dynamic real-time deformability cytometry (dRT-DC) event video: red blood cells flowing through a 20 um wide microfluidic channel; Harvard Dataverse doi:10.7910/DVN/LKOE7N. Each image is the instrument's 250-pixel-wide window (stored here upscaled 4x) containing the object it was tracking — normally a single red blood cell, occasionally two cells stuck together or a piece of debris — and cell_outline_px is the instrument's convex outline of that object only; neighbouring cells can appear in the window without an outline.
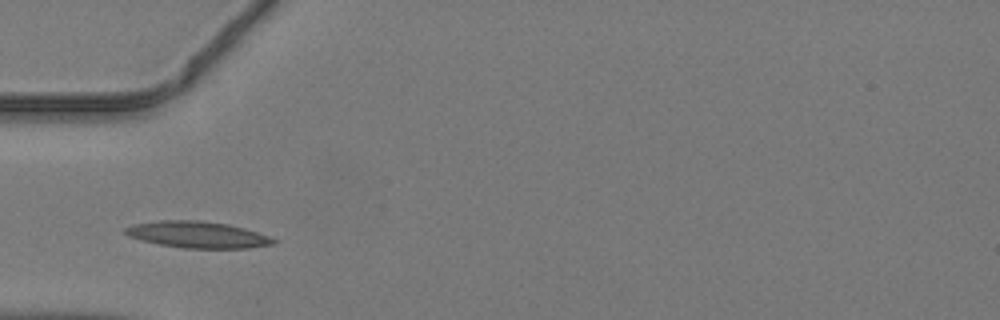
{"species": "common noctule bat (a hibernating species)", "species_latin": "Nyctalus noctula", "temperature_condition": "warm", "stored_images_in_passage": 32, "camera_frame_rate_fps": 3000, "um_per_image_px": 0.085, "animal": {"sex": "male", "body_mass_g": 19.2, "forearm_length_mm": 51.8}, "frame": {"image": 1, "passage_image": 1, "time_ms": 0.0, "image_size_px": [1000, 320], "cell_outline_px": [[276, 244], [248, 248], [180, 248], [160, 244], [128, 236], [124, 232], [124, 228], [132, 224], [160, 220], [200, 220], [228, 224], [244, 228], [268, 236], [276, 240]], "centroid_in_image_um": [16.79, 19.94], "position_along_channel_um": 68.2, "area_um2": 22.83}}
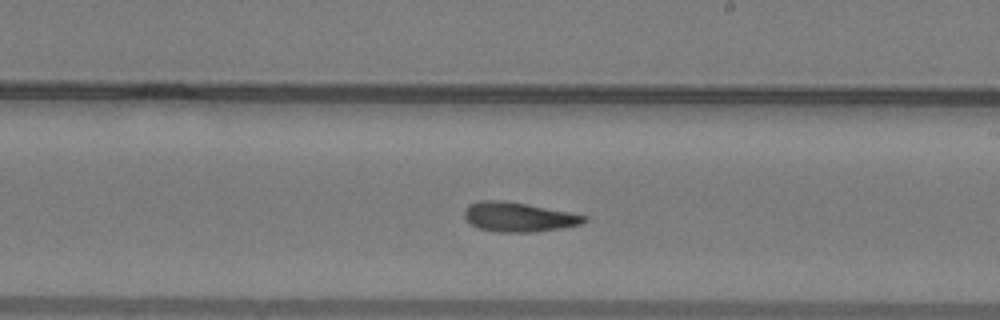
{"frame": {"image": 2, "passage_image": 13, "time_ms": 4.0, "image_size_px": [1000, 320], "cell_outline_px": [[588, 220], [580, 224], [560, 228], [536, 232], [496, 232], [480, 228], [472, 224], [464, 216], [464, 212], [468, 204], [480, 200], [504, 200], [568, 212], [588, 216]], "centroid_in_image_um": [44.07, 18.44], "position_along_channel_um": 244.9, "area_um2": 20.4}}
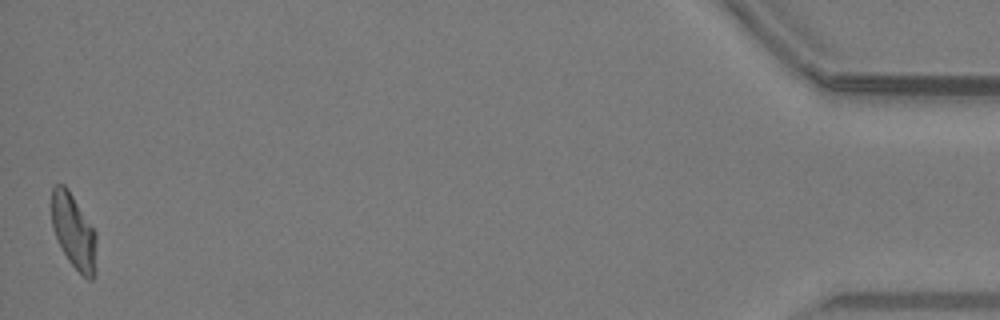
{"frame": {"image": 3, "passage_image": 32, "time_ms": 10.333, "image_size_px": [1000, 320], "cell_outline_px": [[96, 276], [92, 280], [88, 280], [68, 260], [56, 236], [52, 224], [52, 188], [56, 184], [64, 184], [68, 188], [96, 232]], "centroid_in_image_um": [6.29, 19.68], "position_along_channel_um": 428.9, "area_um2": 19.42}}